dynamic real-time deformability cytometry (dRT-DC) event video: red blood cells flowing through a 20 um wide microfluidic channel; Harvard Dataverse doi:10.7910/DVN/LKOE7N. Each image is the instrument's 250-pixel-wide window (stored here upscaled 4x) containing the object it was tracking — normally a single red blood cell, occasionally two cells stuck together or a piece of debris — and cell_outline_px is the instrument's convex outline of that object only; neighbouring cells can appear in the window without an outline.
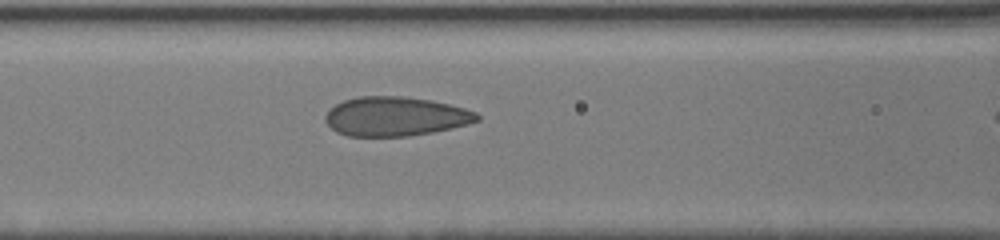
{"species": "human", "species_latin": "Homo sapiens", "temperature_condition": "cold", "stored_images_in_passage": 27, "camera_frame_rate_fps": 3000, "um_per_image_px": 0.085, "donor": {"sex": "male"}, "frame": {"image": 1, "passage_image": 20, "time_ms": 6.333, "image_size_px": [1000, 240], "cell_outline_px": [[480, 120], [468, 124], [452, 128], [432, 132], [408, 136], [348, 136], [336, 132], [324, 120], [324, 116], [328, 108], [344, 100], [360, 96], [404, 96], [432, 100], [464, 108], [476, 112], [480, 116]], "centroid_in_image_um": [33.6, 9.89], "position_along_channel_um": 133.0, "area_um2": 34.85}}
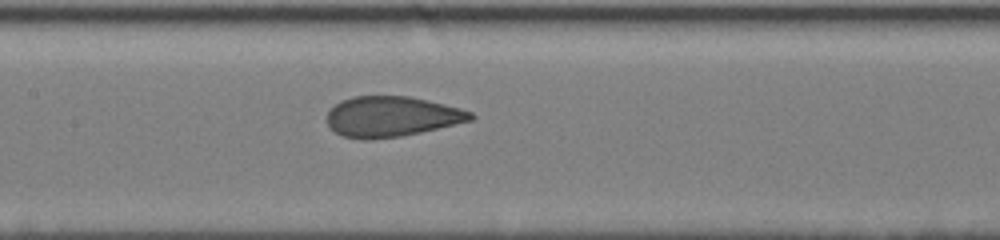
{"frame": {"image": 2, "passage_image": 23, "time_ms": 7.333, "image_size_px": [1000, 240], "cell_outline_px": [[476, 116], [472, 120], [420, 132], [400, 136], [372, 140], [364, 140], [344, 136], [328, 128], [328, 112], [340, 100], [352, 96], [408, 96], [444, 104], [460, 108], [472, 112]], "centroid_in_image_um": [33.27, 9.91], "position_along_channel_um": 174.1, "area_um2": 33.7}}